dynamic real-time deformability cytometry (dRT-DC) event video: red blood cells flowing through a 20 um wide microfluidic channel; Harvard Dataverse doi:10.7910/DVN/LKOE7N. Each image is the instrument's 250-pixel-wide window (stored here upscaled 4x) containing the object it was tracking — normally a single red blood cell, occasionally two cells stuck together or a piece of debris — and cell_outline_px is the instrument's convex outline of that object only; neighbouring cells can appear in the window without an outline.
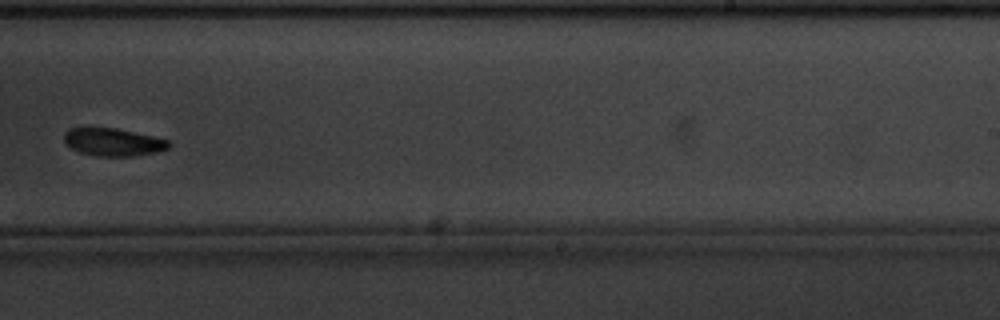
{"species": "common noctule bat (a hibernating species)", "species_latin": "Nyctalus noctula", "temperature_condition": "cold", "stored_images_in_passage": 16, "segment_of_instrument_passage": [2, 2], "camera_frame_rate_fps": 3000, "um_per_image_px": 0.085, "animal": {"sex": "male", "body_mass_g": 20.1, "forearm_length_mm": 53.5}, "frame": {"image": 1, "passage_image": 10, "time_ms": 3.0, "image_size_px": [1000, 320], "cell_outline_px": [[172, 144], [168, 148], [156, 152], [136, 156], [96, 156], [80, 152], [72, 148], [64, 140], [64, 132], [68, 128], [116, 128], [152, 136], [168, 140]], "centroid_in_image_um": [9.62, 12.08], "position_along_channel_um": 279.4, "area_um2": 16.82}}
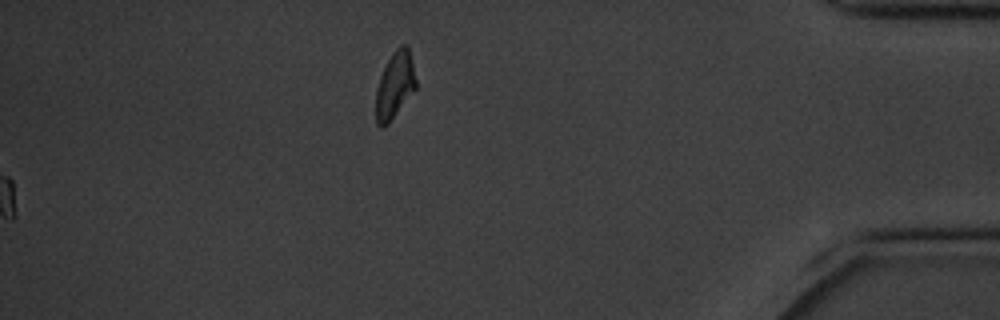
{"frame": {"image": 2, "passage_image": 16, "time_ms": 5.0, "image_size_px": [1000, 320], "cell_outline_px": [[416, 88], [388, 124], [380, 128], [376, 124], [376, 88], [380, 76], [392, 52], [400, 44], [408, 44], [412, 60], [416, 80]], "centroid_in_image_um": [33.56, 7.22], "position_along_channel_um": 401.6, "area_um2": 15.61}}